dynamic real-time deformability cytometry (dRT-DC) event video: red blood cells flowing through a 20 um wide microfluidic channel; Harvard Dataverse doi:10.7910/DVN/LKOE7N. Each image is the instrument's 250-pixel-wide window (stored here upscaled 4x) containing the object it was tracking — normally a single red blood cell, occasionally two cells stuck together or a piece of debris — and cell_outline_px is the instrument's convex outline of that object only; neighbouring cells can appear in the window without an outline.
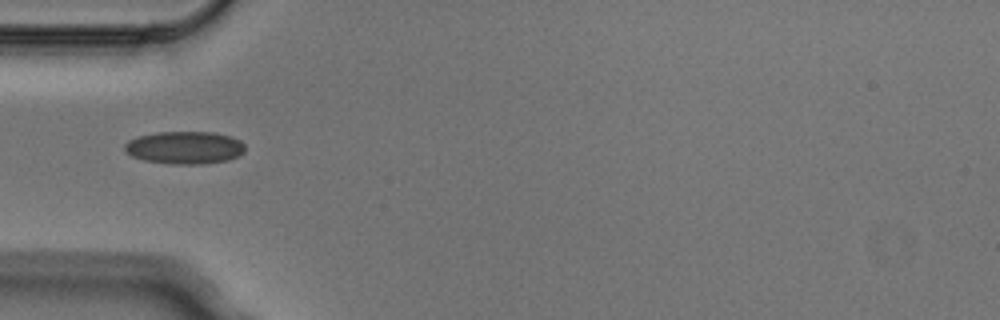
{"species": "Egyptian fruit bat (a non-hibernating species)", "species_latin": "Rousettus aegyptiacus", "temperature_condition": "cold", "stored_images_in_passage": 1, "camera_frame_rate_fps": 3000, "um_per_image_px": 0.085, "animal": {"sex": "male"}, "frame": {"image": 1, "passage_image": 1, "time_ms": 0.0, "image_size_px": [1000, 320], "cell_outline_px": [[244, 152], [240, 156], [228, 160], [204, 164], [172, 164], [144, 160], [132, 156], [124, 148], [124, 144], [128, 140], [136, 136], [156, 132], [212, 132], [232, 136], [240, 140], [244, 144]], "centroid_in_image_um": [15.71, 12.54], "position_along_channel_um": 69.3, "area_um2": 23.12}}